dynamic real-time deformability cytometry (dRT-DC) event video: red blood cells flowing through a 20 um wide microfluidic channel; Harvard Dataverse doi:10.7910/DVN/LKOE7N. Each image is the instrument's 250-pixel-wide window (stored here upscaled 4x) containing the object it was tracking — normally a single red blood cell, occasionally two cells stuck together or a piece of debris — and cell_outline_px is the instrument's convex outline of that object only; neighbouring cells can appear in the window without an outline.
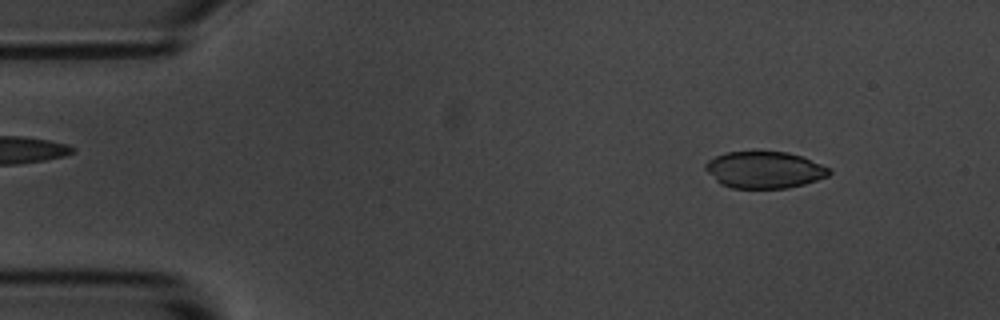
{"species": "common noctule bat (a hibernating species)", "species_latin": "Nyctalus noctula", "temperature_condition": "room temperature", "stored_images_in_passage": 55, "camera_frame_rate_fps": 3000, "um_per_image_px": 0.085, "animal": {"sex": "male", "body_mass_g": 20.1, "forearm_length_mm": 53.5}, "frame": {"image": 1, "passage_image": 6, "time_ms": 1.667, "image_size_px": [1000, 320], "cell_outline_px": [[832, 172], [828, 176], [804, 184], [788, 188], [732, 188], [720, 184], [704, 168], [704, 164], [708, 160], [716, 156], [728, 152], [788, 152], [800, 156], [832, 168]], "centroid_in_image_um": [64.99, 14.44], "position_along_channel_um": 20.0, "area_um2": 26.41}}
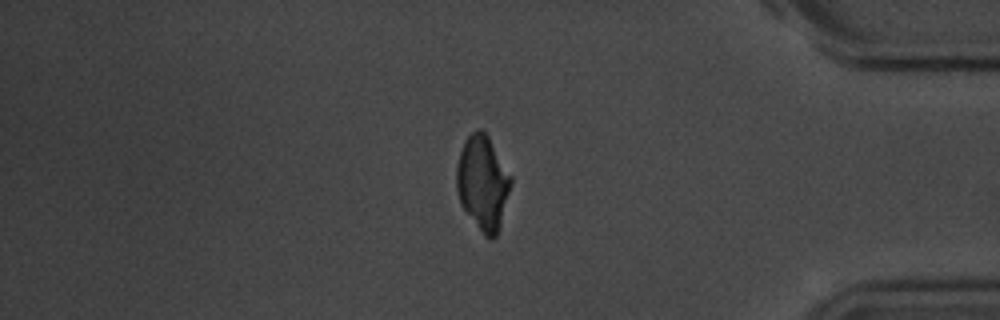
{"frame": {"image": 2, "passage_image": 46, "time_ms": 15.0, "image_size_px": [1000, 320], "cell_outline_px": [[512, 184], [500, 224], [496, 236], [492, 240], [484, 236], [460, 204], [456, 188], [456, 168], [460, 152], [464, 140], [476, 128], [484, 128], [512, 176]], "centroid_in_image_um": [41.03, 15.5], "position_along_channel_um": 394.2, "area_um2": 30.17}}
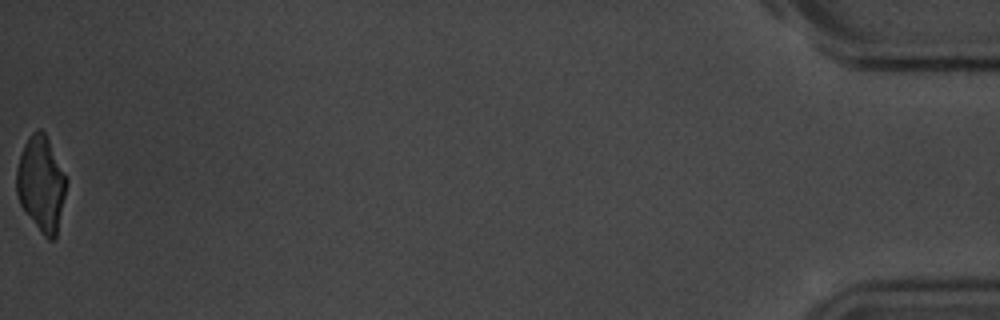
{"frame": {"image": 3, "passage_image": 55, "time_ms": 18.0, "image_size_px": [1000, 320], "cell_outline_px": [[68, 180], [56, 236], [52, 240], [48, 240], [40, 232], [24, 212], [20, 204], [16, 192], [16, 168], [24, 144], [28, 136], [36, 128], [40, 128], [44, 132]], "centroid_in_image_um": [3.48, 15.63], "position_along_channel_um": 431.7, "area_um2": 27.69}}